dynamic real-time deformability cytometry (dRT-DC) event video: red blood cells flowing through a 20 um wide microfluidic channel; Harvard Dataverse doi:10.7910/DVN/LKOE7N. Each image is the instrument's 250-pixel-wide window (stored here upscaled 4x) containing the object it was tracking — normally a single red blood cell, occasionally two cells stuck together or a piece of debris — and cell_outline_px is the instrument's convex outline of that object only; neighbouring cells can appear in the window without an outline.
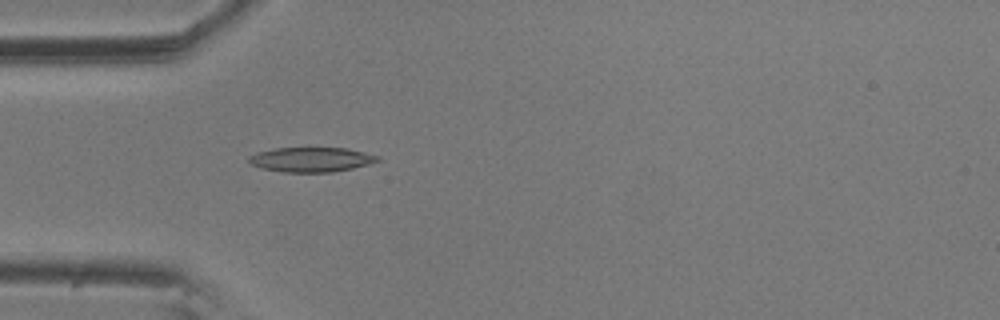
{"species": "common noctule bat (a hibernating species)", "species_latin": "Nyctalus noctula", "temperature_condition": "room temperature", "stored_images_in_passage": 1, "camera_frame_rate_fps": 3000, "um_per_image_px": 0.085, "animal": {"sex": "male", "body_mass_g": 20.5, "forearm_length_mm": 52.5}, "frame": {"image": 1, "passage_image": 1, "time_ms": 0.0, "image_size_px": [1000, 320], "cell_outline_px": [[380, 160], [368, 164], [352, 168], [332, 172], [284, 172], [264, 168], [252, 164], [248, 160], [248, 156], [256, 152], [276, 148], [344, 148], [364, 152], [380, 156]], "centroid_in_image_um": [26.46, 13.56], "position_along_channel_um": 58.5, "area_um2": 18.32}}